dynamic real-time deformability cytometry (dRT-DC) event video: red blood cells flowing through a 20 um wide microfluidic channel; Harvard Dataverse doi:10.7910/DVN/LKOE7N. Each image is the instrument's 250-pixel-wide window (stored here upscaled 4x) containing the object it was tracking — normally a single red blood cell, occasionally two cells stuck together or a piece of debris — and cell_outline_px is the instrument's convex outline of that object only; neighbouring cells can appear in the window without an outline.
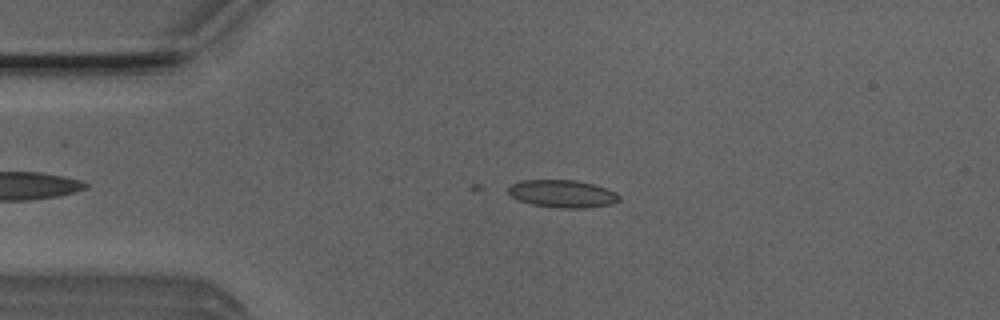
{"species": "Egyptian fruit bat (a non-hibernating species)", "species_latin": "Rousettus aegyptiacus", "temperature_condition": "room temperature", "stored_images_in_passage": 8, "camera_frame_rate_fps": 3000, "um_per_image_px": 0.085, "animal": {"sex": "male"}, "frame": {"image": 1, "passage_image": 3, "time_ms": 0.667, "image_size_px": [1000, 320], "cell_outline_px": [[620, 200], [612, 204], [584, 208], [560, 208], [532, 204], [520, 200], [512, 196], [508, 192], [508, 188], [512, 184], [524, 180], [576, 180], [592, 184], [616, 192], [620, 196]], "centroid_in_image_um": [47.83, 16.47], "position_along_channel_um": 37.2, "area_um2": 17.63}}